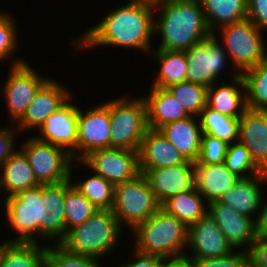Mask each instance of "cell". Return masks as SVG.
I'll return each instance as SVG.
<instances>
[{
    "mask_svg": "<svg viewBox=\"0 0 267 267\" xmlns=\"http://www.w3.org/2000/svg\"><path fill=\"white\" fill-rule=\"evenodd\" d=\"M154 3L130 0L113 9L80 38V47L119 46L148 52L154 34Z\"/></svg>",
    "mask_w": 267,
    "mask_h": 267,
    "instance_id": "obj_1",
    "label": "cell"
},
{
    "mask_svg": "<svg viewBox=\"0 0 267 267\" xmlns=\"http://www.w3.org/2000/svg\"><path fill=\"white\" fill-rule=\"evenodd\" d=\"M154 7L160 9L154 33L162 36L157 49L185 52L212 34L200 0H161Z\"/></svg>",
    "mask_w": 267,
    "mask_h": 267,
    "instance_id": "obj_2",
    "label": "cell"
},
{
    "mask_svg": "<svg viewBox=\"0 0 267 267\" xmlns=\"http://www.w3.org/2000/svg\"><path fill=\"white\" fill-rule=\"evenodd\" d=\"M135 251L165 259L183 257L188 244V227L176 216L160 207L146 221L133 229Z\"/></svg>",
    "mask_w": 267,
    "mask_h": 267,
    "instance_id": "obj_3",
    "label": "cell"
},
{
    "mask_svg": "<svg viewBox=\"0 0 267 267\" xmlns=\"http://www.w3.org/2000/svg\"><path fill=\"white\" fill-rule=\"evenodd\" d=\"M121 229L112 209H99L84 223L69 229L59 244L69 252L99 258L116 246Z\"/></svg>",
    "mask_w": 267,
    "mask_h": 267,
    "instance_id": "obj_4",
    "label": "cell"
},
{
    "mask_svg": "<svg viewBox=\"0 0 267 267\" xmlns=\"http://www.w3.org/2000/svg\"><path fill=\"white\" fill-rule=\"evenodd\" d=\"M108 101L110 116V148L139 151L141 141L149 129L144 98Z\"/></svg>",
    "mask_w": 267,
    "mask_h": 267,
    "instance_id": "obj_5",
    "label": "cell"
},
{
    "mask_svg": "<svg viewBox=\"0 0 267 267\" xmlns=\"http://www.w3.org/2000/svg\"><path fill=\"white\" fill-rule=\"evenodd\" d=\"M160 207L161 204L142 173L130 181L115 185L112 211L121 227L125 223L133 230Z\"/></svg>",
    "mask_w": 267,
    "mask_h": 267,
    "instance_id": "obj_6",
    "label": "cell"
},
{
    "mask_svg": "<svg viewBox=\"0 0 267 267\" xmlns=\"http://www.w3.org/2000/svg\"><path fill=\"white\" fill-rule=\"evenodd\" d=\"M222 45L229 53L234 67L245 71L257 66L267 58L263 44L262 30L248 18L221 27Z\"/></svg>",
    "mask_w": 267,
    "mask_h": 267,
    "instance_id": "obj_7",
    "label": "cell"
},
{
    "mask_svg": "<svg viewBox=\"0 0 267 267\" xmlns=\"http://www.w3.org/2000/svg\"><path fill=\"white\" fill-rule=\"evenodd\" d=\"M5 205L6 219L19 234L13 242L36 243L41 237L42 184L6 196Z\"/></svg>",
    "mask_w": 267,
    "mask_h": 267,
    "instance_id": "obj_8",
    "label": "cell"
},
{
    "mask_svg": "<svg viewBox=\"0 0 267 267\" xmlns=\"http://www.w3.org/2000/svg\"><path fill=\"white\" fill-rule=\"evenodd\" d=\"M22 151L40 184H57L71 178L73 158L65 149L32 136L24 142Z\"/></svg>",
    "mask_w": 267,
    "mask_h": 267,
    "instance_id": "obj_9",
    "label": "cell"
},
{
    "mask_svg": "<svg viewBox=\"0 0 267 267\" xmlns=\"http://www.w3.org/2000/svg\"><path fill=\"white\" fill-rule=\"evenodd\" d=\"M12 67L7 82L3 86L5 103L13 123L26 112L38 90L50 79L38 75L25 60L17 59ZM40 76V77H39Z\"/></svg>",
    "mask_w": 267,
    "mask_h": 267,
    "instance_id": "obj_10",
    "label": "cell"
},
{
    "mask_svg": "<svg viewBox=\"0 0 267 267\" xmlns=\"http://www.w3.org/2000/svg\"><path fill=\"white\" fill-rule=\"evenodd\" d=\"M218 41L214 33L185 51L188 59L186 81L206 88L215 84L228 58L225 48Z\"/></svg>",
    "mask_w": 267,
    "mask_h": 267,
    "instance_id": "obj_11",
    "label": "cell"
},
{
    "mask_svg": "<svg viewBox=\"0 0 267 267\" xmlns=\"http://www.w3.org/2000/svg\"><path fill=\"white\" fill-rule=\"evenodd\" d=\"M81 162L114 186L141 174L138 151L122 148L99 149L91 152Z\"/></svg>",
    "mask_w": 267,
    "mask_h": 267,
    "instance_id": "obj_12",
    "label": "cell"
},
{
    "mask_svg": "<svg viewBox=\"0 0 267 267\" xmlns=\"http://www.w3.org/2000/svg\"><path fill=\"white\" fill-rule=\"evenodd\" d=\"M110 127L108 101L85 114L78 107L77 158L80 163L91 152L110 148Z\"/></svg>",
    "mask_w": 267,
    "mask_h": 267,
    "instance_id": "obj_13",
    "label": "cell"
},
{
    "mask_svg": "<svg viewBox=\"0 0 267 267\" xmlns=\"http://www.w3.org/2000/svg\"><path fill=\"white\" fill-rule=\"evenodd\" d=\"M158 202L196 187L195 164L181 163L158 169H140Z\"/></svg>",
    "mask_w": 267,
    "mask_h": 267,
    "instance_id": "obj_14",
    "label": "cell"
},
{
    "mask_svg": "<svg viewBox=\"0 0 267 267\" xmlns=\"http://www.w3.org/2000/svg\"><path fill=\"white\" fill-rule=\"evenodd\" d=\"M39 130L42 135H35L37 140L65 148L73 160L77 158L78 107L76 105H72L68 100L46 119Z\"/></svg>",
    "mask_w": 267,
    "mask_h": 267,
    "instance_id": "obj_15",
    "label": "cell"
},
{
    "mask_svg": "<svg viewBox=\"0 0 267 267\" xmlns=\"http://www.w3.org/2000/svg\"><path fill=\"white\" fill-rule=\"evenodd\" d=\"M187 246L193 255L185 253L186 258H218L234 250L209 213L188 227Z\"/></svg>",
    "mask_w": 267,
    "mask_h": 267,
    "instance_id": "obj_16",
    "label": "cell"
},
{
    "mask_svg": "<svg viewBox=\"0 0 267 267\" xmlns=\"http://www.w3.org/2000/svg\"><path fill=\"white\" fill-rule=\"evenodd\" d=\"M68 89L49 79L36 93L26 112L16 122V130L40 128L46 119L72 97ZM19 124V125H18Z\"/></svg>",
    "mask_w": 267,
    "mask_h": 267,
    "instance_id": "obj_17",
    "label": "cell"
},
{
    "mask_svg": "<svg viewBox=\"0 0 267 267\" xmlns=\"http://www.w3.org/2000/svg\"><path fill=\"white\" fill-rule=\"evenodd\" d=\"M207 207V213L213 218L234 249L238 247L240 249L247 244L245 250L248 251L257 238L256 221L251 217L239 214L218 200L208 202Z\"/></svg>",
    "mask_w": 267,
    "mask_h": 267,
    "instance_id": "obj_18",
    "label": "cell"
},
{
    "mask_svg": "<svg viewBox=\"0 0 267 267\" xmlns=\"http://www.w3.org/2000/svg\"><path fill=\"white\" fill-rule=\"evenodd\" d=\"M66 180L57 184H42L41 236L55 238L58 244L66 236L65 219Z\"/></svg>",
    "mask_w": 267,
    "mask_h": 267,
    "instance_id": "obj_19",
    "label": "cell"
},
{
    "mask_svg": "<svg viewBox=\"0 0 267 267\" xmlns=\"http://www.w3.org/2000/svg\"><path fill=\"white\" fill-rule=\"evenodd\" d=\"M238 142L250 152L255 164L267 171V111L247 109L240 117Z\"/></svg>",
    "mask_w": 267,
    "mask_h": 267,
    "instance_id": "obj_20",
    "label": "cell"
},
{
    "mask_svg": "<svg viewBox=\"0 0 267 267\" xmlns=\"http://www.w3.org/2000/svg\"><path fill=\"white\" fill-rule=\"evenodd\" d=\"M140 169H158L181 163H194L187 160L159 130L148 129L139 148Z\"/></svg>",
    "mask_w": 267,
    "mask_h": 267,
    "instance_id": "obj_21",
    "label": "cell"
},
{
    "mask_svg": "<svg viewBox=\"0 0 267 267\" xmlns=\"http://www.w3.org/2000/svg\"><path fill=\"white\" fill-rule=\"evenodd\" d=\"M264 181L267 182L266 172L241 177L218 201L233 208L239 214L253 219V215L258 213L262 206L261 190L258 184Z\"/></svg>",
    "mask_w": 267,
    "mask_h": 267,
    "instance_id": "obj_22",
    "label": "cell"
},
{
    "mask_svg": "<svg viewBox=\"0 0 267 267\" xmlns=\"http://www.w3.org/2000/svg\"><path fill=\"white\" fill-rule=\"evenodd\" d=\"M231 78L232 84H220L216 89L215 83L207 88L206 105L228 117L240 118L248 109L245 80L238 72L233 73ZM238 87H242L244 93Z\"/></svg>",
    "mask_w": 267,
    "mask_h": 267,
    "instance_id": "obj_23",
    "label": "cell"
},
{
    "mask_svg": "<svg viewBox=\"0 0 267 267\" xmlns=\"http://www.w3.org/2000/svg\"><path fill=\"white\" fill-rule=\"evenodd\" d=\"M196 116L170 122L159 128L162 135L189 161L196 162L201 149L202 128Z\"/></svg>",
    "mask_w": 267,
    "mask_h": 267,
    "instance_id": "obj_24",
    "label": "cell"
},
{
    "mask_svg": "<svg viewBox=\"0 0 267 267\" xmlns=\"http://www.w3.org/2000/svg\"><path fill=\"white\" fill-rule=\"evenodd\" d=\"M148 97H143L147 107V123L150 129L158 130L167 123L188 118L179 101L167 88L152 86Z\"/></svg>",
    "mask_w": 267,
    "mask_h": 267,
    "instance_id": "obj_25",
    "label": "cell"
},
{
    "mask_svg": "<svg viewBox=\"0 0 267 267\" xmlns=\"http://www.w3.org/2000/svg\"><path fill=\"white\" fill-rule=\"evenodd\" d=\"M194 164L196 188L206 199L205 203L218 200L241 178L230 171L224 163L204 165L196 161Z\"/></svg>",
    "mask_w": 267,
    "mask_h": 267,
    "instance_id": "obj_26",
    "label": "cell"
},
{
    "mask_svg": "<svg viewBox=\"0 0 267 267\" xmlns=\"http://www.w3.org/2000/svg\"><path fill=\"white\" fill-rule=\"evenodd\" d=\"M0 168V189L4 187L9 193L7 196L40 185L22 150L15 151Z\"/></svg>",
    "mask_w": 267,
    "mask_h": 267,
    "instance_id": "obj_27",
    "label": "cell"
},
{
    "mask_svg": "<svg viewBox=\"0 0 267 267\" xmlns=\"http://www.w3.org/2000/svg\"><path fill=\"white\" fill-rule=\"evenodd\" d=\"M46 246L38 242L7 241L0 244V267H45Z\"/></svg>",
    "mask_w": 267,
    "mask_h": 267,
    "instance_id": "obj_28",
    "label": "cell"
},
{
    "mask_svg": "<svg viewBox=\"0 0 267 267\" xmlns=\"http://www.w3.org/2000/svg\"><path fill=\"white\" fill-rule=\"evenodd\" d=\"M207 26L212 34L222 26L247 17V0H200ZM219 23V24H218Z\"/></svg>",
    "mask_w": 267,
    "mask_h": 267,
    "instance_id": "obj_29",
    "label": "cell"
},
{
    "mask_svg": "<svg viewBox=\"0 0 267 267\" xmlns=\"http://www.w3.org/2000/svg\"><path fill=\"white\" fill-rule=\"evenodd\" d=\"M202 197L195 187L193 190L181 192L170 197L161 207L189 227L208 211V207H205L207 203H204Z\"/></svg>",
    "mask_w": 267,
    "mask_h": 267,
    "instance_id": "obj_30",
    "label": "cell"
},
{
    "mask_svg": "<svg viewBox=\"0 0 267 267\" xmlns=\"http://www.w3.org/2000/svg\"><path fill=\"white\" fill-rule=\"evenodd\" d=\"M153 54L161 66L159 75L151 86L168 88L186 81L188 59L185 52L157 49Z\"/></svg>",
    "mask_w": 267,
    "mask_h": 267,
    "instance_id": "obj_31",
    "label": "cell"
},
{
    "mask_svg": "<svg viewBox=\"0 0 267 267\" xmlns=\"http://www.w3.org/2000/svg\"><path fill=\"white\" fill-rule=\"evenodd\" d=\"M200 125L203 134L217 137L228 144L238 142L240 118L223 115L212 108L206 107L200 112Z\"/></svg>",
    "mask_w": 267,
    "mask_h": 267,
    "instance_id": "obj_32",
    "label": "cell"
},
{
    "mask_svg": "<svg viewBox=\"0 0 267 267\" xmlns=\"http://www.w3.org/2000/svg\"><path fill=\"white\" fill-rule=\"evenodd\" d=\"M247 107L267 111V58L243 74Z\"/></svg>",
    "mask_w": 267,
    "mask_h": 267,
    "instance_id": "obj_33",
    "label": "cell"
},
{
    "mask_svg": "<svg viewBox=\"0 0 267 267\" xmlns=\"http://www.w3.org/2000/svg\"><path fill=\"white\" fill-rule=\"evenodd\" d=\"M71 180V178L66 180L64 203L66 234L69 229L84 223L98 210L87 197L77 190Z\"/></svg>",
    "mask_w": 267,
    "mask_h": 267,
    "instance_id": "obj_34",
    "label": "cell"
},
{
    "mask_svg": "<svg viewBox=\"0 0 267 267\" xmlns=\"http://www.w3.org/2000/svg\"><path fill=\"white\" fill-rule=\"evenodd\" d=\"M73 185L98 210L113 208L115 186L100 175L94 174L85 181L73 183Z\"/></svg>",
    "mask_w": 267,
    "mask_h": 267,
    "instance_id": "obj_35",
    "label": "cell"
},
{
    "mask_svg": "<svg viewBox=\"0 0 267 267\" xmlns=\"http://www.w3.org/2000/svg\"><path fill=\"white\" fill-rule=\"evenodd\" d=\"M190 116H199L206 107L207 88L189 81L173 84L167 88Z\"/></svg>",
    "mask_w": 267,
    "mask_h": 267,
    "instance_id": "obj_36",
    "label": "cell"
},
{
    "mask_svg": "<svg viewBox=\"0 0 267 267\" xmlns=\"http://www.w3.org/2000/svg\"><path fill=\"white\" fill-rule=\"evenodd\" d=\"M55 244V247L46 246L45 267H102L97 257L75 254Z\"/></svg>",
    "mask_w": 267,
    "mask_h": 267,
    "instance_id": "obj_37",
    "label": "cell"
},
{
    "mask_svg": "<svg viewBox=\"0 0 267 267\" xmlns=\"http://www.w3.org/2000/svg\"><path fill=\"white\" fill-rule=\"evenodd\" d=\"M224 164L240 177H249L263 171L255 164L248 149L239 142L228 145ZM249 172V175H246ZM251 174V175H250Z\"/></svg>",
    "mask_w": 267,
    "mask_h": 267,
    "instance_id": "obj_38",
    "label": "cell"
},
{
    "mask_svg": "<svg viewBox=\"0 0 267 267\" xmlns=\"http://www.w3.org/2000/svg\"><path fill=\"white\" fill-rule=\"evenodd\" d=\"M228 143L209 134H202L200 154L197 159L204 165L223 164Z\"/></svg>",
    "mask_w": 267,
    "mask_h": 267,
    "instance_id": "obj_39",
    "label": "cell"
},
{
    "mask_svg": "<svg viewBox=\"0 0 267 267\" xmlns=\"http://www.w3.org/2000/svg\"><path fill=\"white\" fill-rule=\"evenodd\" d=\"M0 11V61L12 57L17 49L16 25L11 14Z\"/></svg>",
    "mask_w": 267,
    "mask_h": 267,
    "instance_id": "obj_40",
    "label": "cell"
},
{
    "mask_svg": "<svg viewBox=\"0 0 267 267\" xmlns=\"http://www.w3.org/2000/svg\"><path fill=\"white\" fill-rule=\"evenodd\" d=\"M190 267H249L248 251L218 258H188Z\"/></svg>",
    "mask_w": 267,
    "mask_h": 267,
    "instance_id": "obj_41",
    "label": "cell"
},
{
    "mask_svg": "<svg viewBox=\"0 0 267 267\" xmlns=\"http://www.w3.org/2000/svg\"><path fill=\"white\" fill-rule=\"evenodd\" d=\"M260 30L267 29V0H247V17Z\"/></svg>",
    "mask_w": 267,
    "mask_h": 267,
    "instance_id": "obj_42",
    "label": "cell"
},
{
    "mask_svg": "<svg viewBox=\"0 0 267 267\" xmlns=\"http://www.w3.org/2000/svg\"><path fill=\"white\" fill-rule=\"evenodd\" d=\"M249 267H267V238L257 237L248 250Z\"/></svg>",
    "mask_w": 267,
    "mask_h": 267,
    "instance_id": "obj_43",
    "label": "cell"
},
{
    "mask_svg": "<svg viewBox=\"0 0 267 267\" xmlns=\"http://www.w3.org/2000/svg\"><path fill=\"white\" fill-rule=\"evenodd\" d=\"M15 131L14 128L0 129V167L17 151L14 149Z\"/></svg>",
    "mask_w": 267,
    "mask_h": 267,
    "instance_id": "obj_44",
    "label": "cell"
},
{
    "mask_svg": "<svg viewBox=\"0 0 267 267\" xmlns=\"http://www.w3.org/2000/svg\"><path fill=\"white\" fill-rule=\"evenodd\" d=\"M137 259L131 263L121 264L120 267H162L165 258L156 255H144L135 251Z\"/></svg>",
    "mask_w": 267,
    "mask_h": 267,
    "instance_id": "obj_45",
    "label": "cell"
},
{
    "mask_svg": "<svg viewBox=\"0 0 267 267\" xmlns=\"http://www.w3.org/2000/svg\"><path fill=\"white\" fill-rule=\"evenodd\" d=\"M256 217V234L257 237L267 238V201L262 203Z\"/></svg>",
    "mask_w": 267,
    "mask_h": 267,
    "instance_id": "obj_46",
    "label": "cell"
},
{
    "mask_svg": "<svg viewBox=\"0 0 267 267\" xmlns=\"http://www.w3.org/2000/svg\"><path fill=\"white\" fill-rule=\"evenodd\" d=\"M162 267H190V264L188 258L183 256L179 258H169V259L167 258L163 260Z\"/></svg>",
    "mask_w": 267,
    "mask_h": 267,
    "instance_id": "obj_47",
    "label": "cell"
},
{
    "mask_svg": "<svg viewBox=\"0 0 267 267\" xmlns=\"http://www.w3.org/2000/svg\"><path fill=\"white\" fill-rule=\"evenodd\" d=\"M143 1H149V2L155 3V2H158V1H161V0H143Z\"/></svg>",
    "mask_w": 267,
    "mask_h": 267,
    "instance_id": "obj_48",
    "label": "cell"
}]
</instances>
